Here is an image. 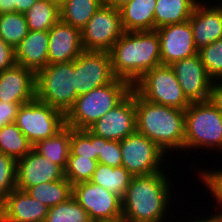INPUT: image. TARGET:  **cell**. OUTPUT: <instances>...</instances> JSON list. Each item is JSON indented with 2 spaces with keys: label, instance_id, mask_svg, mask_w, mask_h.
Listing matches in <instances>:
<instances>
[{
  "label": "cell",
  "instance_id": "5b68a950",
  "mask_svg": "<svg viewBox=\"0 0 222 222\" xmlns=\"http://www.w3.org/2000/svg\"><path fill=\"white\" fill-rule=\"evenodd\" d=\"M132 90V85L120 78L112 83L78 96L73 107L65 115L66 126L88 129L107 112L116 107Z\"/></svg>",
  "mask_w": 222,
  "mask_h": 222
},
{
  "label": "cell",
  "instance_id": "60d3db41",
  "mask_svg": "<svg viewBox=\"0 0 222 222\" xmlns=\"http://www.w3.org/2000/svg\"><path fill=\"white\" fill-rule=\"evenodd\" d=\"M208 101L222 113V80L212 82Z\"/></svg>",
  "mask_w": 222,
  "mask_h": 222
},
{
  "label": "cell",
  "instance_id": "4dcf8cb0",
  "mask_svg": "<svg viewBox=\"0 0 222 222\" xmlns=\"http://www.w3.org/2000/svg\"><path fill=\"white\" fill-rule=\"evenodd\" d=\"M45 222H91L84 208L73 198L48 209Z\"/></svg>",
  "mask_w": 222,
  "mask_h": 222
},
{
  "label": "cell",
  "instance_id": "7dc6e473",
  "mask_svg": "<svg viewBox=\"0 0 222 222\" xmlns=\"http://www.w3.org/2000/svg\"><path fill=\"white\" fill-rule=\"evenodd\" d=\"M0 222H2V221H1V204H0Z\"/></svg>",
  "mask_w": 222,
  "mask_h": 222
},
{
  "label": "cell",
  "instance_id": "74e56055",
  "mask_svg": "<svg viewBox=\"0 0 222 222\" xmlns=\"http://www.w3.org/2000/svg\"><path fill=\"white\" fill-rule=\"evenodd\" d=\"M212 211H211V213H209L210 211H208L207 212V210L205 209V211L204 212H206L207 214H201V215H199L198 216V214H197V212H196V209L194 210L195 211V213L196 214H194V215H196V216H194L193 214L191 215L190 213H191V211L190 212H188V213H186V216H184V214L181 216V217H177L176 218V215H175V217L173 218L172 217V219L170 220V222H175L174 220H176V222H222V212H220V211H218V210H215V209H211ZM217 211V212H216ZM213 213V214H212ZM189 216H188V215ZM209 214H210V216H209ZM207 215V217H205ZM191 216V217H190ZM194 218H193V217ZM201 216V217H200ZM188 217V219H186V218ZM190 217V218H189ZM176 218V219H175ZM192 218V219H191ZM179 219V220H178ZM190 219V220H189ZM173 220V221H172ZM185 220V221H184ZM189 220V221H188Z\"/></svg>",
  "mask_w": 222,
  "mask_h": 222
},
{
  "label": "cell",
  "instance_id": "ee69618b",
  "mask_svg": "<svg viewBox=\"0 0 222 222\" xmlns=\"http://www.w3.org/2000/svg\"><path fill=\"white\" fill-rule=\"evenodd\" d=\"M131 0H103L105 5L112 6L116 9H119L126 3L130 2Z\"/></svg>",
  "mask_w": 222,
  "mask_h": 222
},
{
  "label": "cell",
  "instance_id": "603a6c76",
  "mask_svg": "<svg viewBox=\"0 0 222 222\" xmlns=\"http://www.w3.org/2000/svg\"><path fill=\"white\" fill-rule=\"evenodd\" d=\"M199 1L200 0H156L154 30L166 25L188 21Z\"/></svg>",
  "mask_w": 222,
  "mask_h": 222
},
{
  "label": "cell",
  "instance_id": "f1b7e54d",
  "mask_svg": "<svg viewBox=\"0 0 222 222\" xmlns=\"http://www.w3.org/2000/svg\"><path fill=\"white\" fill-rule=\"evenodd\" d=\"M33 149V145L15 124L0 129V153L18 160Z\"/></svg>",
  "mask_w": 222,
  "mask_h": 222
},
{
  "label": "cell",
  "instance_id": "7c38bea8",
  "mask_svg": "<svg viewBox=\"0 0 222 222\" xmlns=\"http://www.w3.org/2000/svg\"><path fill=\"white\" fill-rule=\"evenodd\" d=\"M72 197L84 208L91 222L122 215L121 199L91 181L73 185Z\"/></svg>",
  "mask_w": 222,
  "mask_h": 222
},
{
  "label": "cell",
  "instance_id": "b9f144b4",
  "mask_svg": "<svg viewBox=\"0 0 222 222\" xmlns=\"http://www.w3.org/2000/svg\"><path fill=\"white\" fill-rule=\"evenodd\" d=\"M38 0H13V12L26 13Z\"/></svg>",
  "mask_w": 222,
  "mask_h": 222
},
{
  "label": "cell",
  "instance_id": "e0dca14e",
  "mask_svg": "<svg viewBox=\"0 0 222 222\" xmlns=\"http://www.w3.org/2000/svg\"><path fill=\"white\" fill-rule=\"evenodd\" d=\"M64 178V170L34 149L16 160V189L26 191L32 186Z\"/></svg>",
  "mask_w": 222,
  "mask_h": 222
},
{
  "label": "cell",
  "instance_id": "4316f807",
  "mask_svg": "<svg viewBox=\"0 0 222 222\" xmlns=\"http://www.w3.org/2000/svg\"><path fill=\"white\" fill-rule=\"evenodd\" d=\"M26 192L48 208L67 201L72 197V184L67 178L32 186Z\"/></svg>",
  "mask_w": 222,
  "mask_h": 222
},
{
  "label": "cell",
  "instance_id": "e575fe53",
  "mask_svg": "<svg viewBox=\"0 0 222 222\" xmlns=\"http://www.w3.org/2000/svg\"><path fill=\"white\" fill-rule=\"evenodd\" d=\"M208 76L213 80H222V39L198 50Z\"/></svg>",
  "mask_w": 222,
  "mask_h": 222
},
{
  "label": "cell",
  "instance_id": "52a82bcc",
  "mask_svg": "<svg viewBox=\"0 0 222 222\" xmlns=\"http://www.w3.org/2000/svg\"><path fill=\"white\" fill-rule=\"evenodd\" d=\"M132 88L152 103L180 110H186L190 105L170 65H159L148 70Z\"/></svg>",
  "mask_w": 222,
  "mask_h": 222
},
{
  "label": "cell",
  "instance_id": "83f0119b",
  "mask_svg": "<svg viewBox=\"0 0 222 222\" xmlns=\"http://www.w3.org/2000/svg\"><path fill=\"white\" fill-rule=\"evenodd\" d=\"M24 15L30 31H49L60 20L59 4L38 0Z\"/></svg>",
  "mask_w": 222,
  "mask_h": 222
},
{
  "label": "cell",
  "instance_id": "4fadbf2b",
  "mask_svg": "<svg viewBox=\"0 0 222 222\" xmlns=\"http://www.w3.org/2000/svg\"><path fill=\"white\" fill-rule=\"evenodd\" d=\"M88 130L106 140L121 141L135 133L136 108L134 89L113 109L96 121Z\"/></svg>",
  "mask_w": 222,
  "mask_h": 222
},
{
  "label": "cell",
  "instance_id": "ba28073f",
  "mask_svg": "<svg viewBox=\"0 0 222 222\" xmlns=\"http://www.w3.org/2000/svg\"><path fill=\"white\" fill-rule=\"evenodd\" d=\"M120 147L122 166L132 176L150 175L164 171L167 164L166 168L170 167L172 162L166 152L155 142L137 131L121 140Z\"/></svg>",
  "mask_w": 222,
  "mask_h": 222
},
{
  "label": "cell",
  "instance_id": "d590c367",
  "mask_svg": "<svg viewBox=\"0 0 222 222\" xmlns=\"http://www.w3.org/2000/svg\"><path fill=\"white\" fill-rule=\"evenodd\" d=\"M16 188V160L0 153V204Z\"/></svg>",
  "mask_w": 222,
  "mask_h": 222
},
{
  "label": "cell",
  "instance_id": "ab89813d",
  "mask_svg": "<svg viewBox=\"0 0 222 222\" xmlns=\"http://www.w3.org/2000/svg\"><path fill=\"white\" fill-rule=\"evenodd\" d=\"M16 64L15 48L0 37V71L12 68Z\"/></svg>",
  "mask_w": 222,
  "mask_h": 222
},
{
  "label": "cell",
  "instance_id": "bcb514c9",
  "mask_svg": "<svg viewBox=\"0 0 222 222\" xmlns=\"http://www.w3.org/2000/svg\"><path fill=\"white\" fill-rule=\"evenodd\" d=\"M50 1H53V2H55V3H57V4H61V2L63 1V0H50Z\"/></svg>",
  "mask_w": 222,
  "mask_h": 222
},
{
  "label": "cell",
  "instance_id": "d4e9b609",
  "mask_svg": "<svg viewBox=\"0 0 222 222\" xmlns=\"http://www.w3.org/2000/svg\"><path fill=\"white\" fill-rule=\"evenodd\" d=\"M103 4V0H63L59 5L60 20L82 30Z\"/></svg>",
  "mask_w": 222,
  "mask_h": 222
},
{
  "label": "cell",
  "instance_id": "f546056e",
  "mask_svg": "<svg viewBox=\"0 0 222 222\" xmlns=\"http://www.w3.org/2000/svg\"><path fill=\"white\" fill-rule=\"evenodd\" d=\"M29 29L25 15L19 12L0 14V37L16 48L26 37Z\"/></svg>",
  "mask_w": 222,
  "mask_h": 222
},
{
  "label": "cell",
  "instance_id": "d6986e66",
  "mask_svg": "<svg viewBox=\"0 0 222 222\" xmlns=\"http://www.w3.org/2000/svg\"><path fill=\"white\" fill-rule=\"evenodd\" d=\"M48 65L74 61L83 51L81 30L59 20L49 31Z\"/></svg>",
  "mask_w": 222,
  "mask_h": 222
},
{
  "label": "cell",
  "instance_id": "5bb4252c",
  "mask_svg": "<svg viewBox=\"0 0 222 222\" xmlns=\"http://www.w3.org/2000/svg\"><path fill=\"white\" fill-rule=\"evenodd\" d=\"M173 69L182 92L190 102H203L209 99L213 80L208 76L199 54L173 62Z\"/></svg>",
  "mask_w": 222,
  "mask_h": 222
},
{
  "label": "cell",
  "instance_id": "cb8c5ba5",
  "mask_svg": "<svg viewBox=\"0 0 222 222\" xmlns=\"http://www.w3.org/2000/svg\"><path fill=\"white\" fill-rule=\"evenodd\" d=\"M70 139L71 127L65 126L56 135L38 141L33 149L65 170L70 153Z\"/></svg>",
  "mask_w": 222,
  "mask_h": 222
},
{
  "label": "cell",
  "instance_id": "8992f818",
  "mask_svg": "<svg viewBox=\"0 0 222 222\" xmlns=\"http://www.w3.org/2000/svg\"><path fill=\"white\" fill-rule=\"evenodd\" d=\"M77 97L74 61L50 64L36 73V99L42 103L66 115Z\"/></svg>",
  "mask_w": 222,
  "mask_h": 222
},
{
  "label": "cell",
  "instance_id": "836d02e7",
  "mask_svg": "<svg viewBox=\"0 0 222 222\" xmlns=\"http://www.w3.org/2000/svg\"><path fill=\"white\" fill-rule=\"evenodd\" d=\"M209 166L206 168H198L199 171H197L195 174L197 179L201 180L199 183H202L205 189L210 191V194L208 195L209 198L211 196V201H216L214 202V208L215 210H218L222 212V168L219 165V169L215 168H210ZM215 169V170H214ZM216 204V205H215Z\"/></svg>",
  "mask_w": 222,
  "mask_h": 222
},
{
  "label": "cell",
  "instance_id": "7402d4cb",
  "mask_svg": "<svg viewBox=\"0 0 222 222\" xmlns=\"http://www.w3.org/2000/svg\"><path fill=\"white\" fill-rule=\"evenodd\" d=\"M156 0H131L119 8L125 32L154 30Z\"/></svg>",
  "mask_w": 222,
  "mask_h": 222
},
{
  "label": "cell",
  "instance_id": "8fae6325",
  "mask_svg": "<svg viewBox=\"0 0 222 222\" xmlns=\"http://www.w3.org/2000/svg\"><path fill=\"white\" fill-rule=\"evenodd\" d=\"M75 91L78 96L112 83L117 77L112 70L110 52L84 50L74 60Z\"/></svg>",
  "mask_w": 222,
  "mask_h": 222
},
{
  "label": "cell",
  "instance_id": "8d00e7d4",
  "mask_svg": "<svg viewBox=\"0 0 222 222\" xmlns=\"http://www.w3.org/2000/svg\"><path fill=\"white\" fill-rule=\"evenodd\" d=\"M97 161L111 167L122 166L120 141L106 140L97 136Z\"/></svg>",
  "mask_w": 222,
  "mask_h": 222
},
{
  "label": "cell",
  "instance_id": "f35d334b",
  "mask_svg": "<svg viewBox=\"0 0 222 222\" xmlns=\"http://www.w3.org/2000/svg\"><path fill=\"white\" fill-rule=\"evenodd\" d=\"M25 103H7L0 101V129L15 123L20 106Z\"/></svg>",
  "mask_w": 222,
  "mask_h": 222
},
{
  "label": "cell",
  "instance_id": "484cf974",
  "mask_svg": "<svg viewBox=\"0 0 222 222\" xmlns=\"http://www.w3.org/2000/svg\"><path fill=\"white\" fill-rule=\"evenodd\" d=\"M132 177L123 166L111 167L98 163L91 182L102 186L122 200Z\"/></svg>",
  "mask_w": 222,
  "mask_h": 222
},
{
  "label": "cell",
  "instance_id": "7bdbcfd3",
  "mask_svg": "<svg viewBox=\"0 0 222 222\" xmlns=\"http://www.w3.org/2000/svg\"><path fill=\"white\" fill-rule=\"evenodd\" d=\"M13 12V0H0V14Z\"/></svg>",
  "mask_w": 222,
  "mask_h": 222
},
{
  "label": "cell",
  "instance_id": "7a4b0ae2",
  "mask_svg": "<svg viewBox=\"0 0 222 222\" xmlns=\"http://www.w3.org/2000/svg\"><path fill=\"white\" fill-rule=\"evenodd\" d=\"M137 132L155 142L168 156L184 154L185 110L152 103L134 90ZM180 150V151H179Z\"/></svg>",
  "mask_w": 222,
  "mask_h": 222
},
{
  "label": "cell",
  "instance_id": "2e32d148",
  "mask_svg": "<svg viewBox=\"0 0 222 222\" xmlns=\"http://www.w3.org/2000/svg\"><path fill=\"white\" fill-rule=\"evenodd\" d=\"M210 1L200 0L189 19L197 50L222 39V0Z\"/></svg>",
  "mask_w": 222,
  "mask_h": 222
},
{
  "label": "cell",
  "instance_id": "ac0fdd59",
  "mask_svg": "<svg viewBox=\"0 0 222 222\" xmlns=\"http://www.w3.org/2000/svg\"><path fill=\"white\" fill-rule=\"evenodd\" d=\"M36 98V74L21 65L0 71V101L28 103Z\"/></svg>",
  "mask_w": 222,
  "mask_h": 222
},
{
  "label": "cell",
  "instance_id": "44dd1931",
  "mask_svg": "<svg viewBox=\"0 0 222 222\" xmlns=\"http://www.w3.org/2000/svg\"><path fill=\"white\" fill-rule=\"evenodd\" d=\"M48 31H30L15 48L18 65L31 69L35 74L48 65Z\"/></svg>",
  "mask_w": 222,
  "mask_h": 222
},
{
  "label": "cell",
  "instance_id": "d6a6232c",
  "mask_svg": "<svg viewBox=\"0 0 222 222\" xmlns=\"http://www.w3.org/2000/svg\"><path fill=\"white\" fill-rule=\"evenodd\" d=\"M97 165V160L82 156H68L64 177L70 181L72 186L78 183L91 181Z\"/></svg>",
  "mask_w": 222,
  "mask_h": 222
},
{
  "label": "cell",
  "instance_id": "30bf717a",
  "mask_svg": "<svg viewBox=\"0 0 222 222\" xmlns=\"http://www.w3.org/2000/svg\"><path fill=\"white\" fill-rule=\"evenodd\" d=\"M124 32L119 9L103 4L81 30L83 48L110 52Z\"/></svg>",
  "mask_w": 222,
  "mask_h": 222
},
{
  "label": "cell",
  "instance_id": "6da1fadb",
  "mask_svg": "<svg viewBox=\"0 0 222 222\" xmlns=\"http://www.w3.org/2000/svg\"><path fill=\"white\" fill-rule=\"evenodd\" d=\"M169 173L167 169L150 175L132 177L121 200L122 215L129 222H170L173 214H183L182 209H176V213H173L174 206H177L174 204L179 202L174 198L178 189H173L176 187V180H172ZM178 211L181 212L177 213Z\"/></svg>",
  "mask_w": 222,
  "mask_h": 222
},
{
  "label": "cell",
  "instance_id": "f6af8a7d",
  "mask_svg": "<svg viewBox=\"0 0 222 222\" xmlns=\"http://www.w3.org/2000/svg\"><path fill=\"white\" fill-rule=\"evenodd\" d=\"M95 222H129L123 215L112 219L97 220Z\"/></svg>",
  "mask_w": 222,
  "mask_h": 222
},
{
  "label": "cell",
  "instance_id": "3957f363",
  "mask_svg": "<svg viewBox=\"0 0 222 222\" xmlns=\"http://www.w3.org/2000/svg\"><path fill=\"white\" fill-rule=\"evenodd\" d=\"M110 55L114 75L133 86L148 70L161 65L159 35L156 30L124 32Z\"/></svg>",
  "mask_w": 222,
  "mask_h": 222
},
{
  "label": "cell",
  "instance_id": "9a60e30c",
  "mask_svg": "<svg viewBox=\"0 0 222 222\" xmlns=\"http://www.w3.org/2000/svg\"><path fill=\"white\" fill-rule=\"evenodd\" d=\"M160 39L161 65L198 54L190 21L170 24L156 29Z\"/></svg>",
  "mask_w": 222,
  "mask_h": 222
},
{
  "label": "cell",
  "instance_id": "ffe728a7",
  "mask_svg": "<svg viewBox=\"0 0 222 222\" xmlns=\"http://www.w3.org/2000/svg\"><path fill=\"white\" fill-rule=\"evenodd\" d=\"M48 207L26 191L14 189L1 203L2 222H45Z\"/></svg>",
  "mask_w": 222,
  "mask_h": 222
},
{
  "label": "cell",
  "instance_id": "277c9868",
  "mask_svg": "<svg viewBox=\"0 0 222 222\" xmlns=\"http://www.w3.org/2000/svg\"><path fill=\"white\" fill-rule=\"evenodd\" d=\"M184 152L202 149L222 152V113L208 100L190 103L185 110ZM207 149V150H206ZM190 150V151H189ZM197 150V151H196ZM211 150V151H209Z\"/></svg>",
  "mask_w": 222,
  "mask_h": 222
},
{
  "label": "cell",
  "instance_id": "1f68e13d",
  "mask_svg": "<svg viewBox=\"0 0 222 222\" xmlns=\"http://www.w3.org/2000/svg\"><path fill=\"white\" fill-rule=\"evenodd\" d=\"M69 156L97 160V136L88 129L71 128Z\"/></svg>",
  "mask_w": 222,
  "mask_h": 222
},
{
  "label": "cell",
  "instance_id": "9c48e42d",
  "mask_svg": "<svg viewBox=\"0 0 222 222\" xmlns=\"http://www.w3.org/2000/svg\"><path fill=\"white\" fill-rule=\"evenodd\" d=\"M15 124L34 146L62 130L66 126V117L63 112L35 98L20 106Z\"/></svg>",
  "mask_w": 222,
  "mask_h": 222
}]
</instances>
